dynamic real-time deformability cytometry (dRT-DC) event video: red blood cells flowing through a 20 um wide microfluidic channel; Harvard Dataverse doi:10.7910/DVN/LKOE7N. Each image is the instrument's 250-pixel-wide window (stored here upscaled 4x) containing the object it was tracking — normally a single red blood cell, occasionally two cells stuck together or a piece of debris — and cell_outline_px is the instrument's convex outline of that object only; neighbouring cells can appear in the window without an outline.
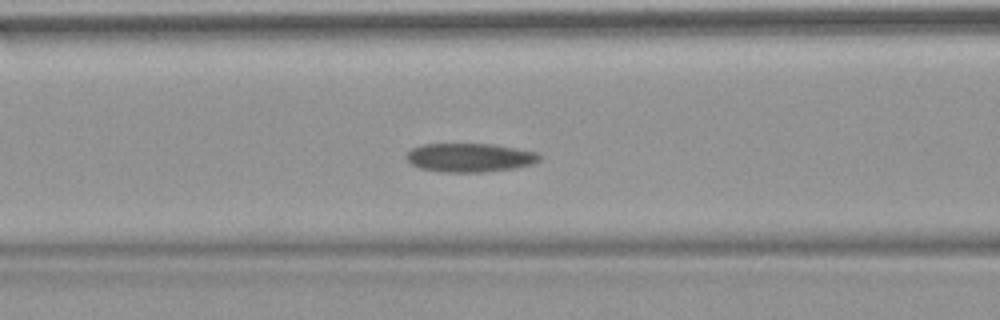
{"species": "common noctule bat (a hibernating species)", "species_latin": "Nyctalus noctula", "temperature_condition": "warm", "stored_images_in_passage": 29, "camera_frame_rate_fps": 3000, "um_per_image_px": 0.085, "animal": {"sex": "female", "body_mass_g": 18.4}, "frame": {"image": 1, "passage_image": 9, "time_ms": 2.667, "image_size_px": [1000, 320], "cell_outline_px": [[540, 160], [532, 164], [512, 168], [484, 172], [440, 172], [420, 168], [412, 164], [404, 156], [412, 148], [424, 144], [492, 144], [516, 148], [536, 152], [540, 156]], "centroid_in_image_um": [39.9, 13.39], "position_along_channel_um": 126.7, "area_um2": 22.2}}